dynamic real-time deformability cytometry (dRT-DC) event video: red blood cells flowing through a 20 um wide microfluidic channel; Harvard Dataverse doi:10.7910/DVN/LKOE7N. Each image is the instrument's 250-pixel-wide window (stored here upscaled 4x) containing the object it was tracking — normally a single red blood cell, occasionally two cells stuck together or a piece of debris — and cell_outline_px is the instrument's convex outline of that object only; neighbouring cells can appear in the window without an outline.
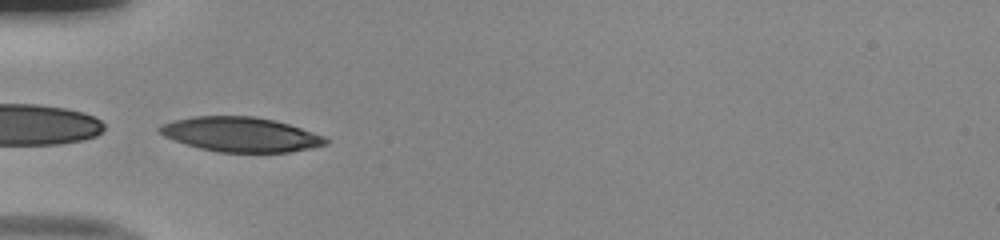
{"species": "human", "species_latin": "Homo sapiens", "temperature_condition": "room temperature", "stored_images_in_passage": 35, "camera_frame_rate_fps": 3000, "um_per_image_px": 0.085, "donor": {"sex": "male"}, "frame": {"image": 1, "passage_image": 1, "time_ms": 0.0, "image_size_px": [1000, 240], "cell_outline_px": [[328, 144], [312, 148], [292, 152], [216, 152], [200, 148], [164, 136], [156, 128], [160, 124], [172, 120], [192, 116], [256, 116], [288, 124], [324, 136], [328, 140]], "centroid_in_image_um": [20.44, 11.42], "position_along_channel_um": 64.6, "area_um2": 33.47}}
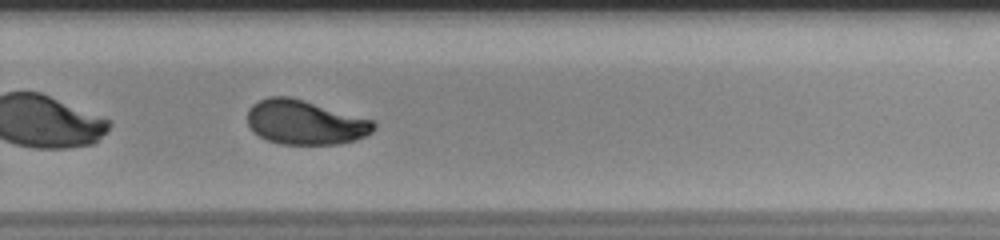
{"frame": {"image": 2, "passage_image": 19, "time_ms": 6.0, "image_size_px": [1000, 240], "cell_outline_px": [[376, 128], [372, 132], [356, 140], [336, 144], [280, 144], [268, 140], [252, 132], [248, 124], [248, 108], [252, 104], [268, 96], [288, 96], [304, 100], [372, 120], [376, 124]], "centroid_in_image_um": [25.91, 10.4], "position_along_channel_um": 303.9, "area_um2": 32.6}}
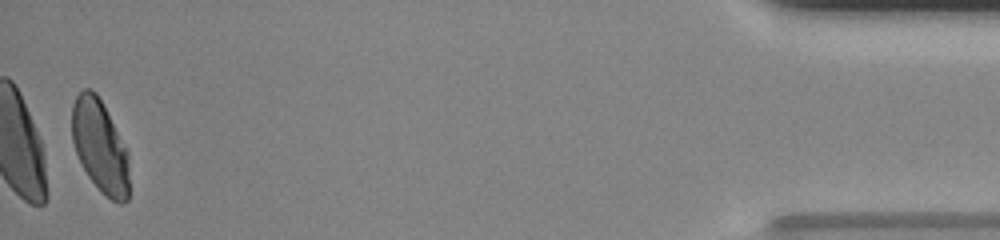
{"frame": {"image": 3, "passage_image": 34, "time_ms": 11.0, "image_size_px": [1000, 240], "cell_outline_px": [[128, 200], [124, 204], [120, 204], [104, 196], [100, 192], [88, 176], [76, 152], [72, 140], [72, 104], [76, 96], [84, 88], [92, 88], [96, 92], [128, 148]], "centroid_in_image_um": [8.51, 12.44], "position_along_channel_um": 426.7, "area_um2": 31.21}, "authors_computed_cell_mechanics": {"area_um2": 32.7726, "velocity_mm_per_s": 4.0472, "shape_relaxation_time_tau1_ms": 3.4396, "shape_relaxation_time_tau2_ms": 1.1691, "deformation_change_tau1": 0.144, "deformation_change_tau2": 0.0475}}